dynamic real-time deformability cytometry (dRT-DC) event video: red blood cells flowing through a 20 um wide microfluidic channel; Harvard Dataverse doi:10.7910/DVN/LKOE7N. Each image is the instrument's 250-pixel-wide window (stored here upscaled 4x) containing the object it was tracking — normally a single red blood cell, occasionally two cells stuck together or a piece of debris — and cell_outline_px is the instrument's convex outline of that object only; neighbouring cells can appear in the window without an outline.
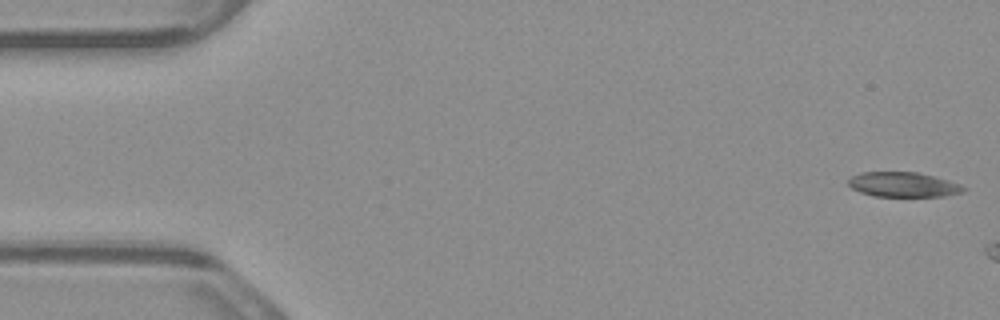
{"species": "common noctule bat (a hibernating species)", "species_latin": "Nyctalus noctula", "temperature_condition": "warm", "stored_images_in_passage": 5, "camera_frame_rate_fps": 3000, "um_per_image_px": 0.085, "animal": {"sex": "male", "body_mass_g": 23.1, "forearm_length_mm": 52.7}, "frame": {"image": 1, "passage_image": 1, "time_ms": 0.0, "image_size_px": [1000, 320], "cell_outline_px": [[968, 188], [964, 192], [944, 196], [872, 196], [860, 192], [852, 188], [848, 184], [848, 180], [852, 176], [860, 172], [916, 172], [948, 180], [960, 184]], "centroid_in_image_um": [76.78, 15.69], "position_along_channel_um": 8.2, "area_um2": 16.65}}
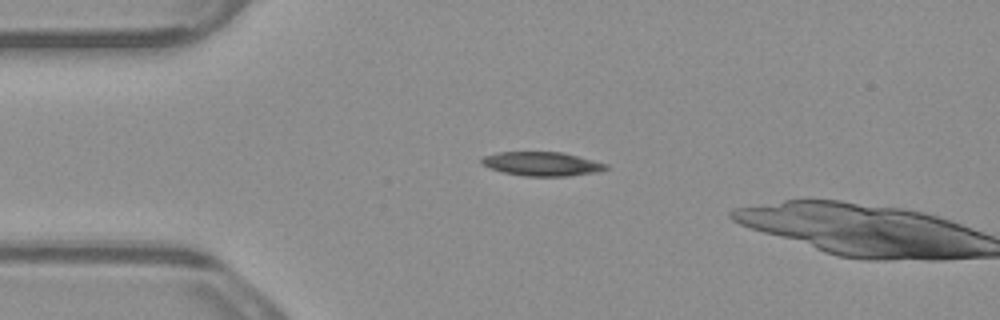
{"frame": {"image": 2, "passage_image": 4, "time_ms": 1.0, "image_size_px": [1000, 320], "cell_outline_px": [[608, 168], [600, 172], [568, 176], [524, 176], [504, 172], [488, 168], [480, 164], [480, 160], [484, 156], [496, 152], [564, 152], [608, 164]], "centroid_in_image_um": [46.06, 13.93], "position_along_channel_um": 38.9, "area_um2": 17.57}}